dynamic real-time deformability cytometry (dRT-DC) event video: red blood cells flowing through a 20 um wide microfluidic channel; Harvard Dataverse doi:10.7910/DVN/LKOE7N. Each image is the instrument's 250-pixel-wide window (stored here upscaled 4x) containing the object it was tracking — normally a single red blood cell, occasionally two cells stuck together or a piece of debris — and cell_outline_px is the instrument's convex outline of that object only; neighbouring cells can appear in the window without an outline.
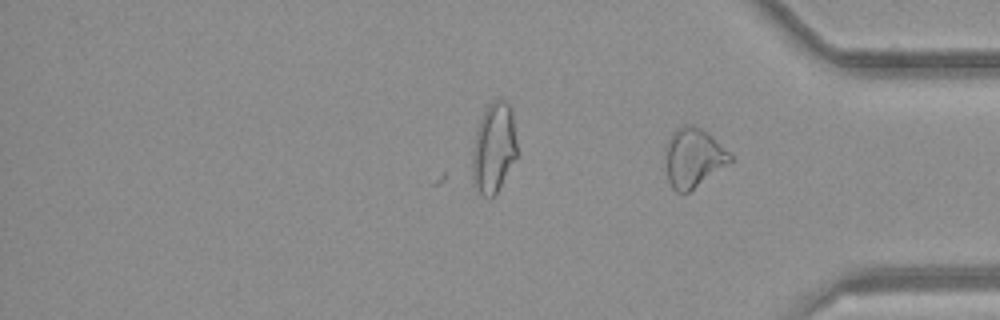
{"species": "common noctule bat (a hibernating species)", "species_latin": "Nyctalus noctula", "temperature_condition": "room temperature", "stored_images_in_passage": 35, "camera_frame_rate_fps": 3000, "um_per_image_px": 0.085, "animal": {"sex": "female", "body_mass_g": 21.9}, "frame": {"image": 1, "passage_image": 35, "time_ms": 11.333, "image_size_px": [1000, 320], "cell_outline_px": [[732, 160], [728, 164], [688, 192], [676, 192], [672, 188], [668, 180], [664, 148], [664, 144], [672, 132], [676, 128], [684, 124], [692, 124], [708, 132], [732, 156]], "centroid_in_image_um": [58.89, 13.37], "position_along_channel_um": 376.3, "area_um2": 22.37}}